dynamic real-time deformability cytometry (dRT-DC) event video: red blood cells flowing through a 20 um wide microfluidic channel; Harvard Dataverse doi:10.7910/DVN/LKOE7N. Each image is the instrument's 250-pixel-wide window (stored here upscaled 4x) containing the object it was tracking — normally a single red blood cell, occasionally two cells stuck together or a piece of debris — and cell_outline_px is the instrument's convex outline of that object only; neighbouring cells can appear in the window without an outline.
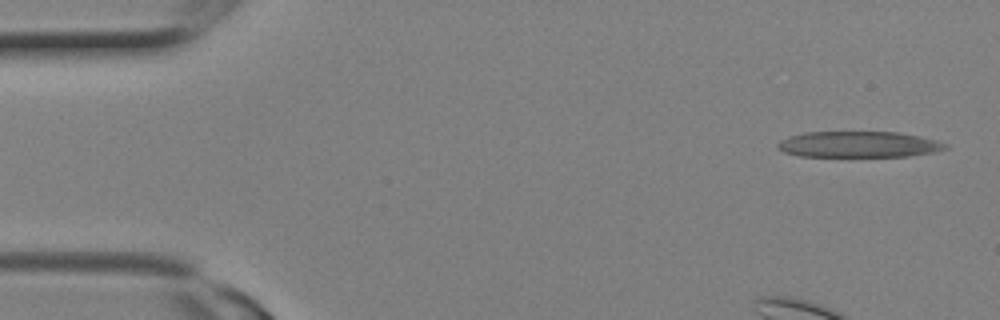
{"species": "Egyptian fruit bat (a non-hibernating species)", "species_latin": "Rousettus aegyptiacus", "temperature_condition": "room temperature", "stored_images_in_passage": 8, "camera_frame_rate_fps": 3000, "um_per_image_px": 0.085, "animal": {"sex": "female"}, "frame": {"image": 1, "passage_image": 1, "time_ms": 0.0, "image_size_px": [1000, 320], "cell_outline_px": [[948, 148], [936, 152], [908, 156], [800, 156], [784, 152], [776, 148], [776, 144], [780, 140], [788, 136], [804, 132], [900, 132], [920, 136], [936, 140], [948, 144]], "centroid_in_image_um": [72.98, 12.27], "position_along_channel_um": 12.0, "area_um2": 25.61}}